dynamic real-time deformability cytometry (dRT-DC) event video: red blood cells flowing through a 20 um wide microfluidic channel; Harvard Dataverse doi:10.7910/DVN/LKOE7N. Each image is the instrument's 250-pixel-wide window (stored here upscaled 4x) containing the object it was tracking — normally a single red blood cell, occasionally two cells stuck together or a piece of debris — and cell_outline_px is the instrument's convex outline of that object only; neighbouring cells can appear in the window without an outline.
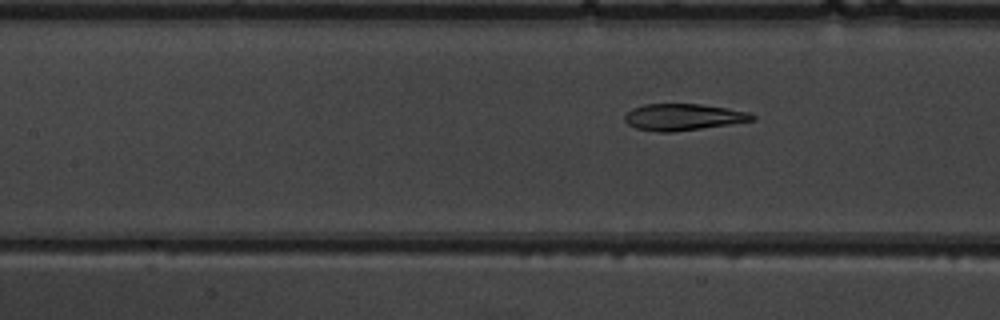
{"species": "common noctule bat (a hibernating species)", "species_latin": "Nyctalus noctula", "temperature_condition": "warm", "stored_images_in_passage": 7, "segment_of_instrument_passage": [2, 2], "camera_frame_rate_fps": 3000, "um_per_image_px": 0.085, "animal": {"sex": "male", "body_mass_g": 19.5, "forearm_length_mm": 54.6}, "frame": {"image": 1, "passage_image": 7, "time_ms": 7.667, "image_size_px": [1000, 320], "cell_outline_px": [[756, 120], [672, 132], [656, 132], [636, 128], [628, 124], [624, 120], [624, 116], [632, 108], [644, 104], [700, 104], [748, 112], [756, 116]], "centroid_in_image_um": [58.03, 9.95], "position_along_channel_um": 149.4, "area_um2": 19.54}}